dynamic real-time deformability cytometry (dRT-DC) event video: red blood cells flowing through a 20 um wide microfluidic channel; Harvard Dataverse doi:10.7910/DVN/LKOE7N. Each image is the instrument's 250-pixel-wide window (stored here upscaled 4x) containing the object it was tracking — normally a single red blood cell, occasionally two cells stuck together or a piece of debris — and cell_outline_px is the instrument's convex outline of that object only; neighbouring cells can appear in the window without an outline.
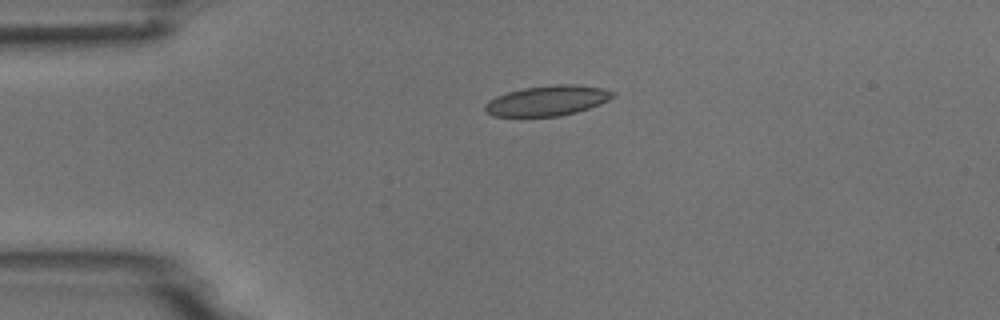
{"species": "common noctule bat (a hibernating species)", "species_latin": "Nyctalus noctula", "temperature_condition": "room temperature", "stored_images_in_passage": 3, "camera_frame_rate_fps": 3000, "um_per_image_px": 0.085, "animal": {"sex": "male", "body_mass_g": 18.8}, "frame": {"image": 1, "passage_image": 1, "time_ms": 0.0, "image_size_px": [1000, 320], "cell_outline_px": [[616, 96], [600, 104], [576, 112], [560, 116], [492, 116], [484, 108], [484, 104], [488, 100], [496, 96], [508, 92], [524, 88], [556, 84], [576, 84], [604, 88], [616, 92]], "centroid_in_image_um": [46.56, 8.54], "position_along_channel_um": 38.4, "area_um2": 22.54}}